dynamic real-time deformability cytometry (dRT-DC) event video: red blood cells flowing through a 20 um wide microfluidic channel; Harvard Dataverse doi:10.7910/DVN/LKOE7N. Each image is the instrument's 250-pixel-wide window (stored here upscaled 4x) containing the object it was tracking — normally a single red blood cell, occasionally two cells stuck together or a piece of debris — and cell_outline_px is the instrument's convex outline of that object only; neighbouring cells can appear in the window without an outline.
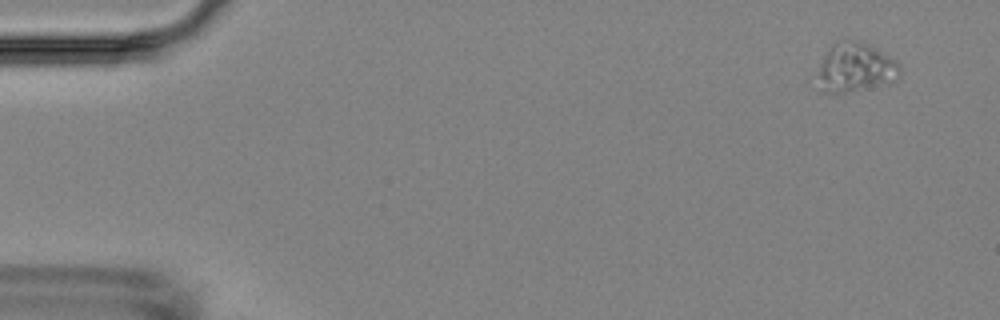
{"species": "Egyptian fruit bat (a non-hibernating species)", "species_latin": "Rousettus aegyptiacus", "temperature_condition": "room temperature", "stored_images_in_passage": 4, "camera_frame_rate_fps": 3000, "um_per_image_px": 0.085, "animal": {"sex": "female"}, "frame": {"image": 1, "passage_image": 1, "time_ms": 0.0, "image_size_px": [1000, 320], "cell_outline_px": [[900, 76], [896, 80], [888, 84], [844, 92], [820, 92], [820, 64], [828, 48], [836, 40], [860, 40], [876, 48], [896, 60], [900, 64]], "centroid_in_image_um": [72.76, 5.72], "position_along_channel_um": 12.2, "area_um2": 23.52}}